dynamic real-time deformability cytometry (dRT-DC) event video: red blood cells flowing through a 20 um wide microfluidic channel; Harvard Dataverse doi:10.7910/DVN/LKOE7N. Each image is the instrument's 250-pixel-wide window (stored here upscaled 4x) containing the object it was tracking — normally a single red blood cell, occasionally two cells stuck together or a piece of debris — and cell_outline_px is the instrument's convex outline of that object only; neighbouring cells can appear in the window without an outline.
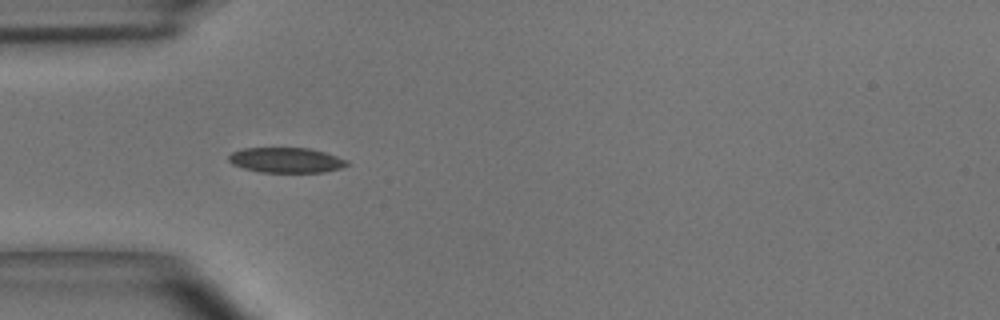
{"species": "common noctule bat (a hibernating species)", "species_latin": "Nyctalus noctula", "temperature_condition": "room temperature", "stored_images_in_passage": 6, "camera_frame_rate_fps": 3000, "um_per_image_px": 0.085, "animal": {"sex": "male", "body_mass_g": 15.6}, "frame": {"image": 1, "passage_image": 5, "time_ms": 1.333, "image_size_px": [1000, 320], "cell_outline_px": [[352, 164], [340, 168], [324, 172], [260, 172], [244, 168], [232, 164], [228, 160], [228, 156], [232, 152], [244, 148], [308, 148], [324, 152], [348, 160]], "centroid_in_image_um": [24.34, 13.61], "position_along_channel_um": 60.7, "area_um2": 17.34}}
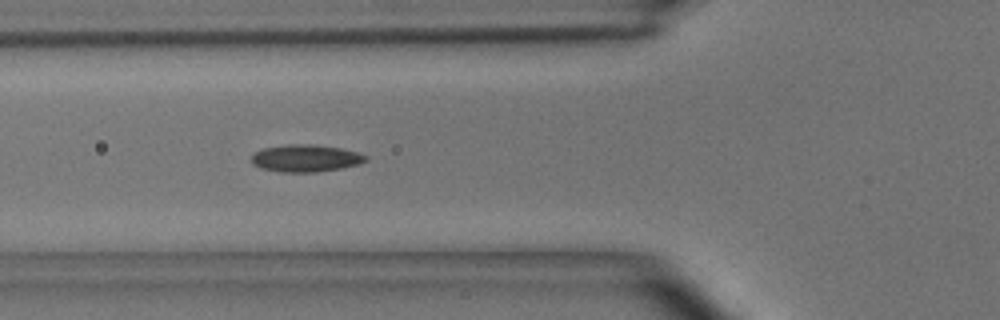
{"frame": {"image": 2, "passage_image": 6, "time_ms": 1.667, "image_size_px": [1000, 320], "cell_outline_px": [[368, 160], [360, 164], [340, 168], [316, 172], [280, 172], [260, 168], [252, 164], [252, 156], [256, 152], [264, 148], [288, 144], [312, 144], [340, 148], [356, 152], [368, 156]], "centroid_in_image_um": [25.99, 13.45], "position_along_channel_um": 99.8, "area_um2": 18.09}}